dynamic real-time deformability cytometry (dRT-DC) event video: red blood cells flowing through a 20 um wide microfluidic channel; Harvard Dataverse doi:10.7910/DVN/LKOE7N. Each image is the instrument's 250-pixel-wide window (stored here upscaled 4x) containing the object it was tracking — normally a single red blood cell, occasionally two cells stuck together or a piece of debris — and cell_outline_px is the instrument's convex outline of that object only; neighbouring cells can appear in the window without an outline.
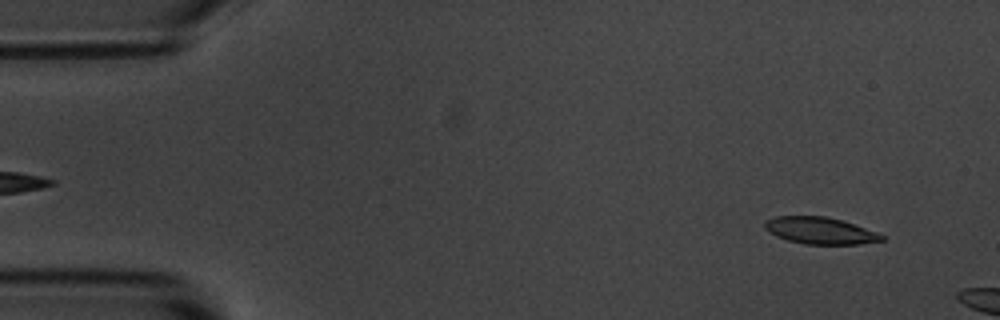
{"species": "common noctule bat (a hibernating species)", "species_latin": "Nyctalus noctula", "temperature_condition": "room temperature", "stored_images_in_passage": 9, "camera_frame_rate_fps": 3000, "um_per_image_px": 0.085, "animal": {"sex": "male", "body_mass_g": 20.1, "forearm_length_mm": 53.5}, "frame": {"image": 1, "passage_image": 4, "time_ms": 1.0, "image_size_px": [1000, 320], "cell_outline_px": [[884, 240], [860, 244], [804, 244], [788, 240], [776, 236], [768, 232], [764, 228], [764, 220], [776, 216], [824, 216], [840, 220], [876, 232], [884, 236]], "centroid_in_image_um": [69.65, 19.6], "position_along_channel_um": 15.4, "area_um2": 18.15}}